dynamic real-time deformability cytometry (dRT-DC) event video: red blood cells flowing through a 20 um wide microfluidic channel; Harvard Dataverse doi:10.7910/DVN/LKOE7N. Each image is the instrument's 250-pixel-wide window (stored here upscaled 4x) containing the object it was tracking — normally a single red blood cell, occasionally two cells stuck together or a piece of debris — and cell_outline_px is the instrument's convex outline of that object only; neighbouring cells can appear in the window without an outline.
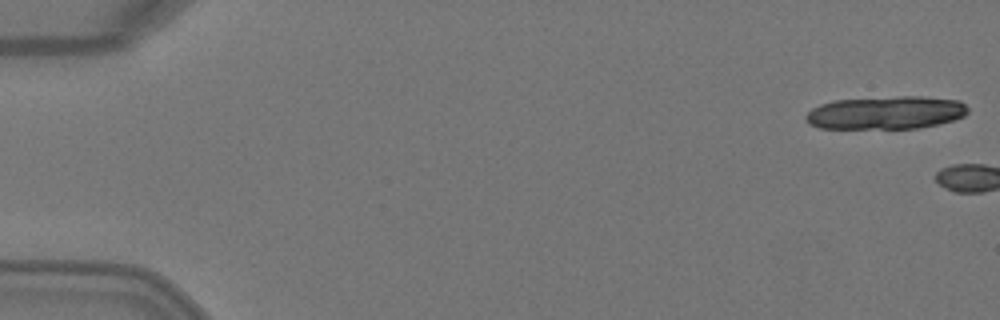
{"species": "Egyptian fruit bat (a non-hibernating species)", "species_latin": "Rousettus aegyptiacus", "temperature_condition": "warm", "stored_images_in_passage": 6, "segment_of_instrument_passage": [1, 2], "camera_frame_rate_fps": 3000, "um_per_image_px": 0.085, "animal": {"sex": "female"}, "frame": {"image": 1, "passage_image": 1, "time_ms": 0.0, "image_size_px": [1000, 320], "cell_outline_px": [[968, 112], [964, 116], [940, 124], [920, 128], [820, 128], [808, 124], [804, 120], [804, 116], [812, 108], [820, 104], [832, 100], [896, 96], [924, 96], [960, 100], [968, 108]], "centroid_in_image_um": [75.29, 9.57], "position_along_channel_um": 9.7, "area_um2": 31.56}}